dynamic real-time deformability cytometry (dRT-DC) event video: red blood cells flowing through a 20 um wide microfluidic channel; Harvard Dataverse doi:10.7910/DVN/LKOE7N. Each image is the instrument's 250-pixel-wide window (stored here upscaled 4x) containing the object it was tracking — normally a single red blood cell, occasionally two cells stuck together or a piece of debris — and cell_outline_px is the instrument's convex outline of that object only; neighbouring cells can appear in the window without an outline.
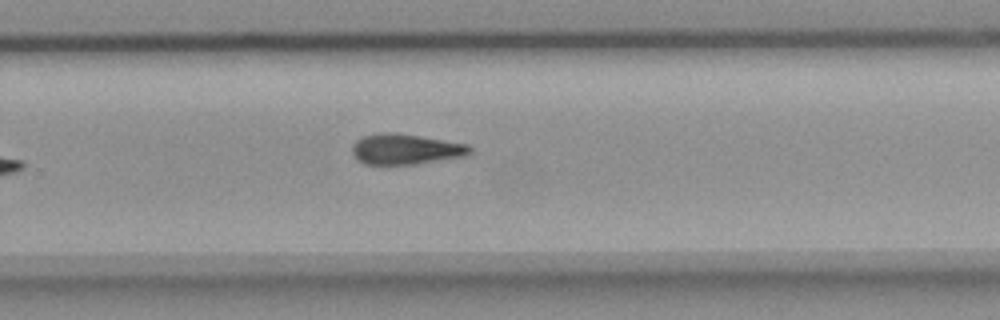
{"species": "common noctule bat (a hibernating species)", "species_latin": "Nyctalus noctula", "temperature_condition": "room temperature", "stored_images_in_passage": 9, "camera_frame_rate_fps": 3000, "um_per_image_px": 0.085, "animal": {"sex": "female", "body_mass_g": 18.4}, "frame": {"image": 1, "passage_image": 9, "time_ms": 9.667, "image_size_px": [1000, 320], "cell_outline_px": [[472, 152], [464, 156], [416, 164], [364, 164], [356, 160], [352, 152], [352, 144], [356, 140], [364, 136], [380, 132], [392, 132], [420, 136], [468, 144], [472, 148]], "centroid_in_image_um": [34.45, 12.68], "position_along_channel_um": 295.4, "area_um2": 20.98}}